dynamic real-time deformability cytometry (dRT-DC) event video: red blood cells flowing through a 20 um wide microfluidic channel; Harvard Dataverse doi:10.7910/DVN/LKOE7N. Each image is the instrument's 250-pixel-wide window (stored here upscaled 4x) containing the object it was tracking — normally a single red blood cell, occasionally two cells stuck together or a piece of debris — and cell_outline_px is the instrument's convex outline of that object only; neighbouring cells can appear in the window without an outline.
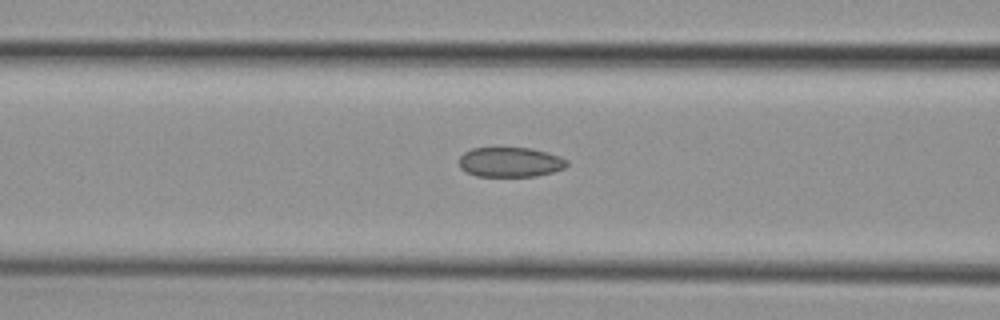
{"species": "common noctule bat (a hibernating species)", "species_latin": "Nyctalus noctula", "temperature_condition": "cold", "stored_images_in_passage": 7, "camera_frame_rate_fps": 3000, "um_per_image_px": 0.085, "animal": {"sex": "female", "body_mass_g": 29.2, "forearm_length_mm": 56.3}, "frame": {"image": 1, "passage_image": 7, "time_ms": 9.0, "image_size_px": [1000, 320], "cell_outline_px": [[568, 164], [564, 168], [552, 172], [536, 176], [476, 176], [464, 172], [460, 168], [460, 156], [464, 152], [472, 148], [532, 148], [548, 152], [560, 156], [568, 160]], "centroid_in_image_um": [43.37, 13.78], "position_along_channel_um": 123.2, "area_um2": 18.84}}